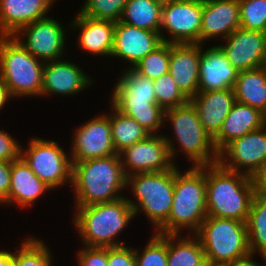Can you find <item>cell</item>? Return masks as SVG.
I'll use <instances>...</instances> for the list:
<instances>
[{
	"mask_svg": "<svg viewBox=\"0 0 266 266\" xmlns=\"http://www.w3.org/2000/svg\"><path fill=\"white\" fill-rule=\"evenodd\" d=\"M254 194L252 177L218 162L206 165L207 216L246 222Z\"/></svg>",
	"mask_w": 266,
	"mask_h": 266,
	"instance_id": "6da1fadb",
	"label": "cell"
},
{
	"mask_svg": "<svg viewBox=\"0 0 266 266\" xmlns=\"http://www.w3.org/2000/svg\"><path fill=\"white\" fill-rule=\"evenodd\" d=\"M72 163L76 207L111 202L123 197L118 193L126 188L127 176L118 153Z\"/></svg>",
	"mask_w": 266,
	"mask_h": 266,
	"instance_id": "7a4b0ae2",
	"label": "cell"
},
{
	"mask_svg": "<svg viewBox=\"0 0 266 266\" xmlns=\"http://www.w3.org/2000/svg\"><path fill=\"white\" fill-rule=\"evenodd\" d=\"M206 217V166H192L183 174L174 165L172 209L167 223L156 233L180 235L184 228L196 233Z\"/></svg>",
	"mask_w": 266,
	"mask_h": 266,
	"instance_id": "3957f363",
	"label": "cell"
},
{
	"mask_svg": "<svg viewBox=\"0 0 266 266\" xmlns=\"http://www.w3.org/2000/svg\"><path fill=\"white\" fill-rule=\"evenodd\" d=\"M76 208L74 225L80 233L84 246L108 248L123 245L114 238L135 217L127 197Z\"/></svg>",
	"mask_w": 266,
	"mask_h": 266,
	"instance_id": "277c9868",
	"label": "cell"
},
{
	"mask_svg": "<svg viewBox=\"0 0 266 266\" xmlns=\"http://www.w3.org/2000/svg\"><path fill=\"white\" fill-rule=\"evenodd\" d=\"M128 69L114 87L111 104L135 119L150 134L156 133L164 123L165 111L156 102L153 80Z\"/></svg>",
	"mask_w": 266,
	"mask_h": 266,
	"instance_id": "5b68a950",
	"label": "cell"
},
{
	"mask_svg": "<svg viewBox=\"0 0 266 266\" xmlns=\"http://www.w3.org/2000/svg\"><path fill=\"white\" fill-rule=\"evenodd\" d=\"M44 63L13 36H0V76L12 97L41 95Z\"/></svg>",
	"mask_w": 266,
	"mask_h": 266,
	"instance_id": "8992f818",
	"label": "cell"
},
{
	"mask_svg": "<svg viewBox=\"0 0 266 266\" xmlns=\"http://www.w3.org/2000/svg\"><path fill=\"white\" fill-rule=\"evenodd\" d=\"M211 264H228L249 254L246 222L207 216L195 233Z\"/></svg>",
	"mask_w": 266,
	"mask_h": 266,
	"instance_id": "52a82bcc",
	"label": "cell"
},
{
	"mask_svg": "<svg viewBox=\"0 0 266 266\" xmlns=\"http://www.w3.org/2000/svg\"><path fill=\"white\" fill-rule=\"evenodd\" d=\"M136 203L127 198L128 203L138 214L143 211L157 232L167 223L174 195V166L161 172L138 173L127 176Z\"/></svg>",
	"mask_w": 266,
	"mask_h": 266,
	"instance_id": "ba28073f",
	"label": "cell"
},
{
	"mask_svg": "<svg viewBox=\"0 0 266 266\" xmlns=\"http://www.w3.org/2000/svg\"><path fill=\"white\" fill-rule=\"evenodd\" d=\"M164 119H169L175 138L193 166H206L218 162V152L213 138L205 131L196 108L189 100L186 104L165 110Z\"/></svg>",
	"mask_w": 266,
	"mask_h": 266,
	"instance_id": "9c48e42d",
	"label": "cell"
},
{
	"mask_svg": "<svg viewBox=\"0 0 266 266\" xmlns=\"http://www.w3.org/2000/svg\"><path fill=\"white\" fill-rule=\"evenodd\" d=\"M20 156L51 189L60 187L67 181L72 184V159L67 157L57 142L33 138L27 150L21 148Z\"/></svg>",
	"mask_w": 266,
	"mask_h": 266,
	"instance_id": "30bf717a",
	"label": "cell"
},
{
	"mask_svg": "<svg viewBox=\"0 0 266 266\" xmlns=\"http://www.w3.org/2000/svg\"><path fill=\"white\" fill-rule=\"evenodd\" d=\"M170 137L150 134L146 139L119 152L126 176L138 173L161 172L171 169L175 164V144ZM125 157V158H124ZM123 159V160H122ZM127 166V167H126Z\"/></svg>",
	"mask_w": 266,
	"mask_h": 266,
	"instance_id": "8fae6325",
	"label": "cell"
},
{
	"mask_svg": "<svg viewBox=\"0 0 266 266\" xmlns=\"http://www.w3.org/2000/svg\"><path fill=\"white\" fill-rule=\"evenodd\" d=\"M202 0H171L163 2L160 36L163 42L172 44H200ZM166 29L172 39L161 32Z\"/></svg>",
	"mask_w": 266,
	"mask_h": 266,
	"instance_id": "7c38bea8",
	"label": "cell"
},
{
	"mask_svg": "<svg viewBox=\"0 0 266 266\" xmlns=\"http://www.w3.org/2000/svg\"><path fill=\"white\" fill-rule=\"evenodd\" d=\"M265 129L266 125L228 143L218 153V163L228 170L252 177L266 162Z\"/></svg>",
	"mask_w": 266,
	"mask_h": 266,
	"instance_id": "4fadbf2b",
	"label": "cell"
},
{
	"mask_svg": "<svg viewBox=\"0 0 266 266\" xmlns=\"http://www.w3.org/2000/svg\"><path fill=\"white\" fill-rule=\"evenodd\" d=\"M65 33L60 23L46 17L23 26L13 37L30 54L46 62L61 59L66 41ZM20 34L25 35L27 40L21 41Z\"/></svg>",
	"mask_w": 266,
	"mask_h": 266,
	"instance_id": "5bb4252c",
	"label": "cell"
},
{
	"mask_svg": "<svg viewBox=\"0 0 266 266\" xmlns=\"http://www.w3.org/2000/svg\"><path fill=\"white\" fill-rule=\"evenodd\" d=\"M72 140V162L107 157L117 154L111 137L108 115L96 116L77 128Z\"/></svg>",
	"mask_w": 266,
	"mask_h": 266,
	"instance_id": "9a60e30c",
	"label": "cell"
},
{
	"mask_svg": "<svg viewBox=\"0 0 266 266\" xmlns=\"http://www.w3.org/2000/svg\"><path fill=\"white\" fill-rule=\"evenodd\" d=\"M225 39L220 47L239 72L266 66L265 32L237 28Z\"/></svg>",
	"mask_w": 266,
	"mask_h": 266,
	"instance_id": "2e32d148",
	"label": "cell"
},
{
	"mask_svg": "<svg viewBox=\"0 0 266 266\" xmlns=\"http://www.w3.org/2000/svg\"><path fill=\"white\" fill-rule=\"evenodd\" d=\"M162 43L160 33L118 21L114 26V46L111 56L128 61L132 65L130 68H133Z\"/></svg>",
	"mask_w": 266,
	"mask_h": 266,
	"instance_id": "e0dca14e",
	"label": "cell"
},
{
	"mask_svg": "<svg viewBox=\"0 0 266 266\" xmlns=\"http://www.w3.org/2000/svg\"><path fill=\"white\" fill-rule=\"evenodd\" d=\"M238 73L220 45L212 46L203 52L201 46L198 92L233 89Z\"/></svg>",
	"mask_w": 266,
	"mask_h": 266,
	"instance_id": "ac0fdd59",
	"label": "cell"
},
{
	"mask_svg": "<svg viewBox=\"0 0 266 266\" xmlns=\"http://www.w3.org/2000/svg\"><path fill=\"white\" fill-rule=\"evenodd\" d=\"M237 28H240L237 0H202L200 44L217 36L225 39Z\"/></svg>",
	"mask_w": 266,
	"mask_h": 266,
	"instance_id": "d6986e66",
	"label": "cell"
},
{
	"mask_svg": "<svg viewBox=\"0 0 266 266\" xmlns=\"http://www.w3.org/2000/svg\"><path fill=\"white\" fill-rule=\"evenodd\" d=\"M201 45L170 43L169 73L189 100L198 93Z\"/></svg>",
	"mask_w": 266,
	"mask_h": 266,
	"instance_id": "ffe728a7",
	"label": "cell"
},
{
	"mask_svg": "<svg viewBox=\"0 0 266 266\" xmlns=\"http://www.w3.org/2000/svg\"><path fill=\"white\" fill-rule=\"evenodd\" d=\"M91 84V78L74 63L62 60L44 63L41 96L52 93L73 95Z\"/></svg>",
	"mask_w": 266,
	"mask_h": 266,
	"instance_id": "44dd1931",
	"label": "cell"
},
{
	"mask_svg": "<svg viewBox=\"0 0 266 266\" xmlns=\"http://www.w3.org/2000/svg\"><path fill=\"white\" fill-rule=\"evenodd\" d=\"M265 125L266 115L259 109L235 101L219 133L213 138L215 149L219 153L231 141Z\"/></svg>",
	"mask_w": 266,
	"mask_h": 266,
	"instance_id": "7402d4cb",
	"label": "cell"
},
{
	"mask_svg": "<svg viewBox=\"0 0 266 266\" xmlns=\"http://www.w3.org/2000/svg\"><path fill=\"white\" fill-rule=\"evenodd\" d=\"M205 131L214 138L235 102L234 90L198 92L190 99Z\"/></svg>",
	"mask_w": 266,
	"mask_h": 266,
	"instance_id": "603a6c76",
	"label": "cell"
},
{
	"mask_svg": "<svg viewBox=\"0 0 266 266\" xmlns=\"http://www.w3.org/2000/svg\"><path fill=\"white\" fill-rule=\"evenodd\" d=\"M48 0H0V36H13L23 26L46 18Z\"/></svg>",
	"mask_w": 266,
	"mask_h": 266,
	"instance_id": "cb8c5ba5",
	"label": "cell"
},
{
	"mask_svg": "<svg viewBox=\"0 0 266 266\" xmlns=\"http://www.w3.org/2000/svg\"><path fill=\"white\" fill-rule=\"evenodd\" d=\"M52 190L32 171L20 156L11 162L10 188L8 197L2 202L17 203L25 208L32 205L46 191Z\"/></svg>",
	"mask_w": 266,
	"mask_h": 266,
	"instance_id": "d4e9b609",
	"label": "cell"
},
{
	"mask_svg": "<svg viewBox=\"0 0 266 266\" xmlns=\"http://www.w3.org/2000/svg\"><path fill=\"white\" fill-rule=\"evenodd\" d=\"M74 19L72 28H80L78 43L82 50L93 53V55L111 56L115 22L93 19L80 13Z\"/></svg>",
	"mask_w": 266,
	"mask_h": 266,
	"instance_id": "484cf974",
	"label": "cell"
},
{
	"mask_svg": "<svg viewBox=\"0 0 266 266\" xmlns=\"http://www.w3.org/2000/svg\"><path fill=\"white\" fill-rule=\"evenodd\" d=\"M235 101L266 115V66L240 71L234 85Z\"/></svg>",
	"mask_w": 266,
	"mask_h": 266,
	"instance_id": "4316f807",
	"label": "cell"
},
{
	"mask_svg": "<svg viewBox=\"0 0 266 266\" xmlns=\"http://www.w3.org/2000/svg\"><path fill=\"white\" fill-rule=\"evenodd\" d=\"M163 2L128 0L120 22L160 33Z\"/></svg>",
	"mask_w": 266,
	"mask_h": 266,
	"instance_id": "83f0119b",
	"label": "cell"
},
{
	"mask_svg": "<svg viewBox=\"0 0 266 266\" xmlns=\"http://www.w3.org/2000/svg\"><path fill=\"white\" fill-rule=\"evenodd\" d=\"M179 236L167 234L168 266H205L207 261L200 240L196 236L194 239Z\"/></svg>",
	"mask_w": 266,
	"mask_h": 266,
	"instance_id": "f1b7e54d",
	"label": "cell"
},
{
	"mask_svg": "<svg viewBox=\"0 0 266 266\" xmlns=\"http://www.w3.org/2000/svg\"><path fill=\"white\" fill-rule=\"evenodd\" d=\"M110 118L111 137L116 153L146 139L150 133L135 119L119 111L113 104Z\"/></svg>",
	"mask_w": 266,
	"mask_h": 266,
	"instance_id": "f546056e",
	"label": "cell"
},
{
	"mask_svg": "<svg viewBox=\"0 0 266 266\" xmlns=\"http://www.w3.org/2000/svg\"><path fill=\"white\" fill-rule=\"evenodd\" d=\"M246 225L250 251H259L266 263V197L254 194Z\"/></svg>",
	"mask_w": 266,
	"mask_h": 266,
	"instance_id": "4dcf8cb0",
	"label": "cell"
},
{
	"mask_svg": "<svg viewBox=\"0 0 266 266\" xmlns=\"http://www.w3.org/2000/svg\"><path fill=\"white\" fill-rule=\"evenodd\" d=\"M169 63L170 43L163 42L135 64L132 69L136 73L154 80L169 72Z\"/></svg>",
	"mask_w": 266,
	"mask_h": 266,
	"instance_id": "1f68e13d",
	"label": "cell"
},
{
	"mask_svg": "<svg viewBox=\"0 0 266 266\" xmlns=\"http://www.w3.org/2000/svg\"><path fill=\"white\" fill-rule=\"evenodd\" d=\"M52 255L41 239L28 238L14 253V266H51Z\"/></svg>",
	"mask_w": 266,
	"mask_h": 266,
	"instance_id": "d6a6232c",
	"label": "cell"
},
{
	"mask_svg": "<svg viewBox=\"0 0 266 266\" xmlns=\"http://www.w3.org/2000/svg\"><path fill=\"white\" fill-rule=\"evenodd\" d=\"M157 104L165 111L186 104L189 99L177 87L169 72L153 80Z\"/></svg>",
	"mask_w": 266,
	"mask_h": 266,
	"instance_id": "836d02e7",
	"label": "cell"
},
{
	"mask_svg": "<svg viewBox=\"0 0 266 266\" xmlns=\"http://www.w3.org/2000/svg\"><path fill=\"white\" fill-rule=\"evenodd\" d=\"M128 0H86L79 13L93 19L118 22Z\"/></svg>",
	"mask_w": 266,
	"mask_h": 266,
	"instance_id": "e575fe53",
	"label": "cell"
},
{
	"mask_svg": "<svg viewBox=\"0 0 266 266\" xmlns=\"http://www.w3.org/2000/svg\"><path fill=\"white\" fill-rule=\"evenodd\" d=\"M153 235L142 254L134 249L136 266H168L167 234Z\"/></svg>",
	"mask_w": 266,
	"mask_h": 266,
	"instance_id": "d590c367",
	"label": "cell"
},
{
	"mask_svg": "<svg viewBox=\"0 0 266 266\" xmlns=\"http://www.w3.org/2000/svg\"><path fill=\"white\" fill-rule=\"evenodd\" d=\"M240 7V28L266 33V0H242Z\"/></svg>",
	"mask_w": 266,
	"mask_h": 266,
	"instance_id": "8d00e7d4",
	"label": "cell"
},
{
	"mask_svg": "<svg viewBox=\"0 0 266 266\" xmlns=\"http://www.w3.org/2000/svg\"><path fill=\"white\" fill-rule=\"evenodd\" d=\"M77 255L79 266H107L108 248L84 246Z\"/></svg>",
	"mask_w": 266,
	"mask_h": 266,
	"instance_id": "74e56055",
	"label": "cell"
},
{
	"mask_svg": "<svg viewBox=\"0 0 266 266\" xmlns=\"http://www.w3.org/2000/svg\"><path fill=\"white\" fill-rule=\"evenodd\" d=\"M107 266H136L134 249L126 245L108 247Z\"/></svg>",
	"mask_w": 266,
	"mask_h": 266,
	"instance_id": "f35d334b",
	"label": "cell"
},
{
	"mask_svg": "<svg viewBox=\"0 0 266 266\" xmlns=\"http://www.w3.org/2000/svg\"><path fill=\"white\" fill-rule=\"evenodd\" d=\"M21 154V146L8 133L0 130V161L12 162Z\"/></svg>",
	"mask_w": 266,
	"mask_h": 266,
	"instance_id": "ab89813d",
	"label": "cell"
},
{
	"mask_svg": "<svg viewBox=\"0 0 266 266\" xmlns=\"http://www.w3.org/2000/svg\"><path fill=\"white\" fill-rule=\"evenodd\" d=\"M11 162L0 161V202L7 197L10 188Z\"/></svg>",
	"mask_w": 266,
	"mask_h": 266,
	"instance_id": "60d3db41",
	"label": "cell"
},
{
	"mask_svg": "<svg viewBox=\"0 0 266 266\" xmlns=\"http://www.w3.org/2000/svg\"><path fill=\"white\" fill-rule=\"evenodd\" d=\"M255 194L266 197V162L252 176Z\"/></svg>",
	"mask_w": 266,
	"mask_h": 266,
	"instance_id": "b9f144b4",
	"label": "cell"
},
{
	"mask_svg": "<svg viewBox=\"0 0 266 266\" xmlns=\"http://www.w3.org/2000/svg\"><path fill=\"white\" fill-rule=\"evenodd\" d=\"M253 253L250 252L246 256L235 259L233 262L228 263V266H262L253 260Z\"/></svg>",
	"mask_w": 266,
	"mask_h": 266,
	"instance_id": "7bdbcfd3",
	"label": "cell"
},
{
	"mask_svg": "<svg viewBox=\"0 0 266 266\" xmlns=\"http://www.w3.org/2000/svg\"><path fill=\"white\" fill-rule=\"evenodd\" d=\"M11 97L12 95L8 90V87L3 81V78L0 76V110L4 107L6 101H8Z\"/></svg>",
	"mask_w": 266,
	"mask_h": 266,
	"instance_id": "ee69618b",
	"label": "cell"
},
{
	"mask_svg": "<svg viewBox=\"0 0 266 266\" xmlns=\"http://www.w3.org/2000/svg\"><path fill=\"white\" fill-rule=\"evenodd\" d=\"M0 266H14V253L0 250Z\"/></svg>",
	"mask_w": 266,
	"mask_h": 266,
	"instance_id": "f6af8a7d",
	"label": "cell"
},
{
	"mask_svg": "<svg viewBox=\"0 0 266 266\" xmlns=\"http://www.w3.org/2000/svg\"><path fill=\"white\" fill-rule=\"evenodd\" d=\"M205 266H228L227 264H211V263H206Z\"/></svg>",
	"mask_w": 266,
	"mask_h": 266,
	"instance_id": "bcb514c9",
	"label": "cell"
},
{
	"mask_svg": "<svg viewBox=\"0 0 266 266\" xmlns=\"http://www.w3.org/2000/svg\"><path fill=\"white\" fill-rule=\"evenodd\" d=\"M159 1H161V2H166V1H171V0H159Z\"/></svg>",
	"mask_w": 266,
	"mask_h": 266,
	"instance_id": "7dc6e473",
	"label": "cell"
},
{
	"mask_svg": "<svg viewBox=\"0 0 266 266\" xmlns=\"http://www.w3.org/2000/svg\"><path fill=\"white\" fill-rule=\"evenodd\" d=\"M51 4L55 1V0H48Z\"/></svg>",
	"mask_w": 266,
	"mask_h": 266,
	"instance_id": "c3c4849f",
	"label": "cell"
}]
</instances>
